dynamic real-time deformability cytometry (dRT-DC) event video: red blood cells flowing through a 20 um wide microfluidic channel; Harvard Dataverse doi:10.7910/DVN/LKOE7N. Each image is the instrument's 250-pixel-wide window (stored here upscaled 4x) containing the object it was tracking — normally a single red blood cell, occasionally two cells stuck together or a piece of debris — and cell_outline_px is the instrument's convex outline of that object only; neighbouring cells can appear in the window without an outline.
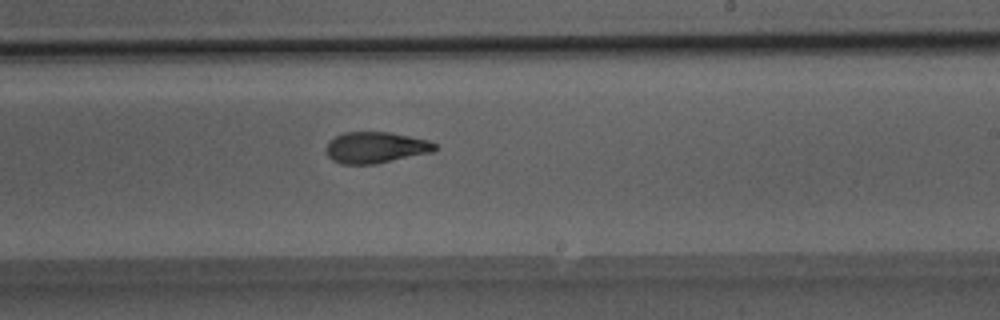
{"species": "Egyptian fruit bat (a non-hibernating species)", "species_latin": "Rousettus aegyptiacus", "temperature_condition": "room temperature", "stored_images_in_passage": 49, "camera_frame_rate_fps": 3000, "um_per_image_px": 0.085, "animal": {"sex": "male"}, "frame": {"image": 1, "passage_image": 29, "time_ms": 9.333, "image_size_px": [1000, 320], "cell_outline_px": [[436, 148], [432, 152], [376, 164], [340, 164], [332, 160], [328, 156], [324, 148], [328, 140], [344, 132], [392, 132], [428, 140], [436, 144]], "centroid_in_image_um": [31.89, 12.54], "position_along_channel_um": 257.1, "area_um2": 20.0}}
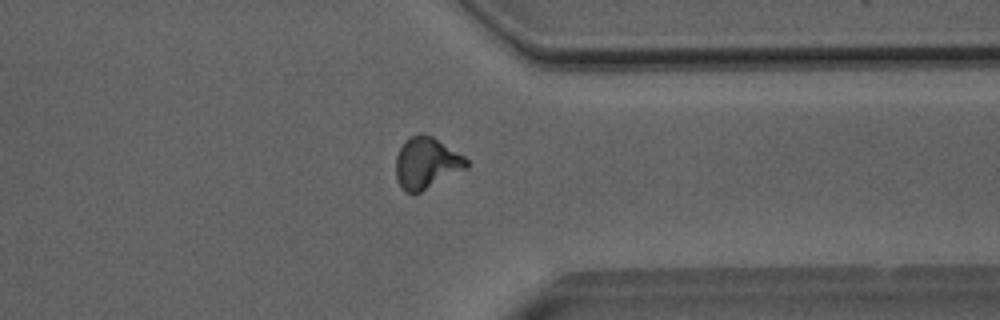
{"frame": {"image": 2, "passage_image": 38, "time_ms": 12.333, "image_size_px": [1000, 320], "cell_outline_px": [[468, 168], [412, 196], [404, 192], [400, 188], [396, 176], [396, 156], [404, 140], [420, 132], [432, 136], [464, 156], [468, 160]], "centroid_in_image_um": [36.23, 13.88], "position_along_channel_um": 375.2, "area_um2": 21.39}}
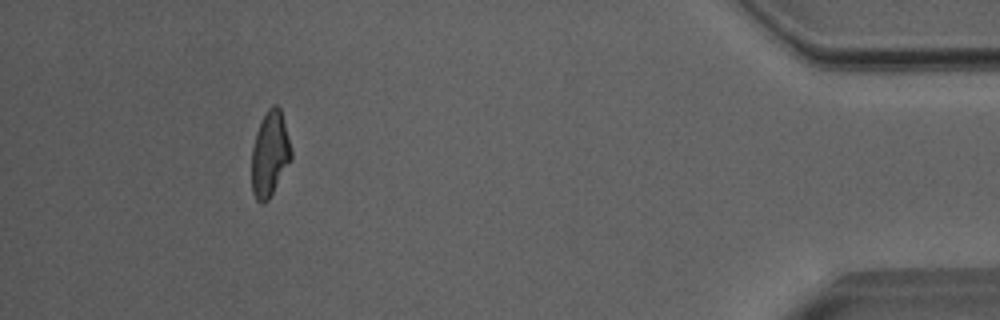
{"frame": {"image": 3, "passage_image": 45, "time_ms": 14.667, "image_size_px": [1000, 320], "cell_outline_px": [[292, 160], [268, 200], [264, 204], [260, 204], [256, 200], [252, 192], [252, 148], [256, 132], [268, 108], [272, 104], [276, 104], [280, 108], [292, 152]], "centroid_in_image_um": [22.94, 13.13], "position_along_channel_um": 412.3, "area_um2": 19.59}, "authors_computed_cell_mechanics": {"area_um2": 20.6346, "velocity_mm_per_s": 4.0423, "shape_relaxation_time_tau1_ms": 4.8147, "shape_relaxation_time_tau2_ms": 2.2691, "deformation_change_tau1": 0.1629, "deformation_change_tau2": 0.0959}}